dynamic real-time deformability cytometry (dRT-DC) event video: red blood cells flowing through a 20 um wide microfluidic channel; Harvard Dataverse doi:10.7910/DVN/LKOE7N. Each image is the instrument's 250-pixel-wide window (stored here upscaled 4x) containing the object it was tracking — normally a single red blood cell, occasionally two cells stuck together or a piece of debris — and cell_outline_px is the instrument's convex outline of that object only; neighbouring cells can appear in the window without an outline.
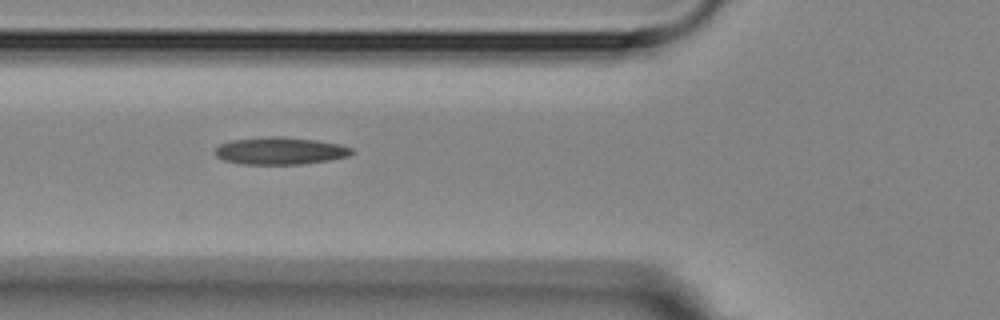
{"species": "Egyptian fruit bat (a non-hibernating species)", "species_latin": "Rousettus aegyptiacus", "temperature_condition": "room temperature", "stored_images_in_passage": 6, "camera_frame_rate_fps": 3000, "um_per_image_px": 0.085, "animal": {"sex": "female"}, "frame": {"image": 1, "passage_image": 2, "time_ms": 1.0, "image_size_px": [1000, 320], "cell_outline_px": [[356, 152], [348, 156], [328, 160], [300, 164], [240, 164], [224, 160], [216, 156], [212, 152], [220, 144], [232, 140], [268, 136], [280, 136], [316, 140], [340, 144], [352, 148]], "centroid_in_image_um": [23.8, 12.82], "position_along_channel_um": 102.0, "area_um2": 21.85}}
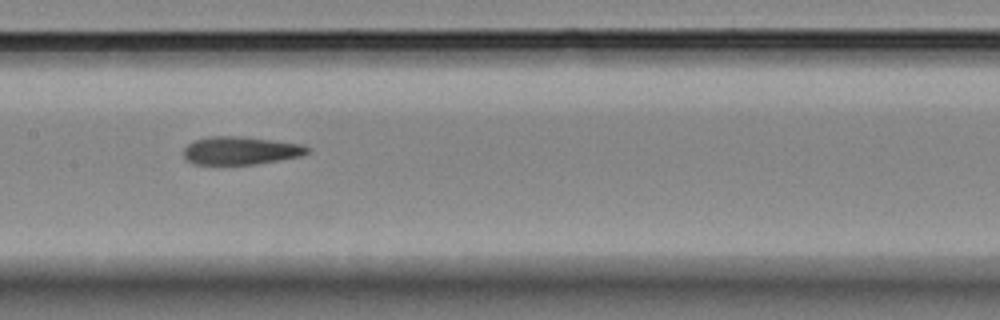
{"frame": {"image": 2, "passage_image": 4, "time_ms": 3.333, "image_size_px": [1000, 320], "cell_outline_px": [[312, 152], [300, 156], [256, 164], [192, 164], [184, 160], [184, 148], [188, 144], [196, 140], [208, 136], [240, 136], [276, 140], [304, 144], [312, 148]], "centroid_in_image_um": [20.5, 12.79], "position_along_channel_um": 186.9, "area_um2": 20.52}}
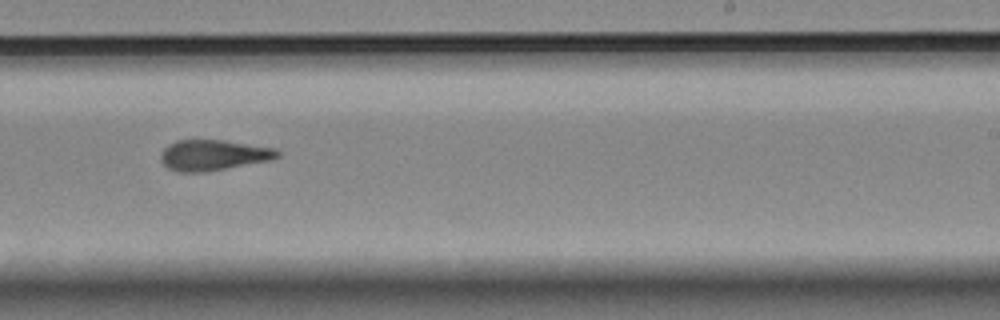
{"frame": {"image": 3, "passage_image": 6, "time_ms": 5.667, "image_size_px": [1000, 320], "cell_outline_px": [[280, 156], [272, 160], [204, 172], [176, 172], [168, 168], [160, 160], [160, 152], [168, 144], [176, 140], [224, 140], [276, 148], [280, 152]], "centroid_in_image_um": [18.12, 13.18], "position_along_channel_um": 270.9, "area_um2": 21.04}}